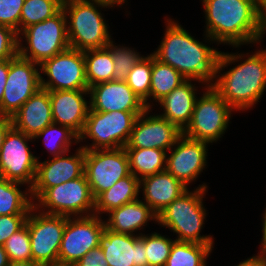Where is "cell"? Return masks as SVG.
Listing matches in <instances>:
<instances>
[{
    "label": "cell",
    "mask_w": 266,
    "mask_h": 266,
    "mask_svg": "<svg viewBox=\"0 0 266 266\" xmlns=\"http://www.w3.org/2000/svg\"><path fill=\"white\" fill-rule=\"evenodd\" d=\"M205 40L235 48L263 40L266 14L255 0H202Z\"/></svg>",
    "instance_id": "6da1fadb"
},
{
    "label": "cell",
    "mask_w": 266,
    "mask_h": 266,
    "mask_svg": "<svg viewBox=\"0 0 266 266\" xmlns=\"http://www.w3.org/2000/svg\"><path fill=\"white\" fill-rule=\"evenodd\" d=\"M165 19L164 38L151 54L161 63L176 69L187 80L213 87L217 81L221 51L196 40L178 22Z\"/></svg>",
    "instance_id": "7a4b0ae2"
},
{
    "label": "cell",
    "mask_w": 266,
    "mask_h": 266,
    "mask_svg": "<svg viewBox=\"0 0 266 266\" xmlns=\"http://www.w3.org/2000/svg\"><path fill=\"white\" fill-rule=\"evenodd\" d=\"M253 53L221 52L219 58L217 81L213 88L235 111L251 109L263 97L266 89V49ZM244 55H247L245 61ZM239 61L240 64L221 73L225 67Z\"/></svg>",
    "instance_id": "3957f363"
},
{
    "label": "cell",
    "mask_w": 266,
    "mask_h": 266,
    "mask_svg": "<svg viewBox=\"0 0 266 266\" xmlns=\"http://www.w3.org/2000/svg\"><path fill=\"white\" fill-rule=\"evenodd\" d=\"M99 7L109 9L111 6L92 0L63 2L70 48L85 52L110 44L112 38L109 27Z\"/></svg>",
    "instance_id": "277c9868"
},
{
    "label": "cell",
    "mask_w": 266,
    "mask_h": 266,
    "mask_svg": "<svg viewBox=\"0 0 266 266\" xmlns=\"http://www.w3.org/2000/svg\"><path fill=\"white\" fill-rule=\"evenodd\" d=\"M207 189L203 183L191 192L187 190L158 215V225L178 234L176 241L213 245V236L200 234L207 214L203 205Z\"/></svg>",
    "instance_id": "5b68a950"
},
{
    "label": "cell",
    "mask_w": 266,
    "mask_h": 266,
    "mask_svg": "<svg viewBox=\"0 0 266 266\" xmlns=\"http://www.w3.org/2000/svg\"><path fill=\"white\" fill-rule=\"evenodd\" d=\"M22 38L27 46L21 43ZM68 48L67 19L63 8L53 17L30 25L18 34V55L38 65Z\"/></svg>",
    "instance_id": "8992f818"
},
{
    "label": "cell",
    "mask_w": 266,
    "mask_h": 266,
    "mask_svg": "<svg viewBox=\"0 0 266 266\" xmlns=\"http://www.w3.org/2000/svg\"><path fill=\"white\" fill-rule=\"evenodd\" d=\"M143 112L94 111L89 108L79 142L92 140L82 145L85 150L117 149L125 147L130 139L136 118Z\"/></svg>",
    "instance_id": "52a82bcc"
},
{
    "label": "cell",
    "mask_w": 266,
    "mask_h": 266,
    "mask_svg": "<svg viewBox=\"0 0 266 266\" xmlns=\"http://www.w3.org/2000/svg\"><path fill=\"white\" fill-rule=\"evenodd\" d=\"M204 87L205 91L197 98L191 120L182 134L210 144L225 134L235 110L213 87Z\"/></svg>",
    "instance_id": "ba28073f"
},
{
    "label": "cell",
    "mask_w": 266,
    "mask_h": 266,
    "mask_svg": "<svg viewBox=\"0 0 266 266\" xmlns=\"http://www.w3.org/2000/svg\"><path fill=\"white\" fill-rule=\"evenodd\" d=\"M36 200L38 202L34 201L33 207L45 214L66 217L94 214L95 199L85 174L77 179L47 188Z\"/></svg>",
    "instance_id": "9c48e42d"
},
{
    "label": "cell",
    "mask_w": 266,
    "mask_h": 266,
    "mask_svg": "<svg viewBox=\"0 0 266 266\" xmlns=\"http://www.w3.org/2000/svg\"><path fill=\"white\" fill-rule=\"evenodd\" d=\"M30 137L13 126L8 130L0 149V177L6 180L27 184L32 187L37 167V156L28 146Z\"/></svg>",
    "instance_id": "30bf717a"
},
{
    "label": "cell",
    "mask_w": 266,
    "mask_h": 266,
    "mask_svg": "<svg viewBox=\"0 0 266 266\" xmlns=\"http://www.w3.org/2000/svg\"><path fill=\"white\" fill-rule=\"evenodd\" d=\"M84 174L96 199L130 174L125 148L85 150Z\"/></svg>",
    "instance_id": "8fae6325"
},
{
    "label": "cell",
    "mask_w": 266,
    "mask_h": 266,
    "mask_svg": "<svg viewBox=\"0 0 266 266\" xmlns=\"http://www.w3.org/2000/svg\"><path fill=\"white\" fill-rule=\"evenodd\" d=\"M40 86L48 91L89 89L84 52L68 48L40 64Z\"/></svg>",
    "instance_id": "7c38bea8"
},
{
    "label": "cell",
    "mask_w": 266,
    "mask_h": 266,
    "mask_svg": "<svg viewBox=\"0 0 266 266\" xmlns=\"http://www.w3.org/2000/svg\"><path fill=\"white\" fill-rule=\"evenodd\" d=\"M66 222V216L45 214L31 208L25 224L34 262L41 264L58 259Z\"/></svg>",
    "instance_id": "4fadbf2b"
},
{
    "label": "cell",
    "mask_w": 266,
    "mask_h": 266,
    "mask_svg": "<svg viewBox=\"0 0 266 266\" xmlns=\"http://www.w3.org/2000/svg\"><path fill=\"white\" fill-rule=\"evenodd\" d=\"M40 65L19 55L9 59V72L0 105V116L10 117L40 86Z\"/></svg>",
    "instance_id": "5bb4252c"
},
{
    "label": "cell",
    "mask_w": 266,
    "mask_h": 266,
    "mask_svg": "<svg viewBox=\"0 0 266 266\" xmlns=\"http://www.w3.org/2000/svg\"><path fill=\"white\" fill-rule=\"evenodd\" d=\"M106 228L101 216L67 217L58 259L78 262L91 249L99 246Z\"/></svg>",
    "instance_id": "9a60e30c"
},
{
    "label": "cell",
    "mask_w": 266,
    "mask_h": 266,
    "mask_svg": "<svg viewBox=\"0 0 266 266\" xmlns=\"http://www.w3.org/2000/svg\"><path fill=\"white\" fill-rule=\"evenodd\" d=\"M208 145L182 134L167 152L165 170L187 187L206 168Z\"/></svg>",
    "instance_id": "2e32d148"
},
{
    "label": "cell",
    "mask_w": 266,
    "mask_h": 266,
    "mask_svg": "<svg viewBox=\"0 0 266 266\" xmlns=\"http://www.w3.org/2000/svg\"><path fill=\"white\" fill-rule=\"evenodd\" d=\"M66 154L43 162L37 160L35 180L30 188L33 202L47 188L77 179L84 174L85 149L79 147L74 155L66 156Z\"/></svg>",
    "instance_id": "e0dca14e"
},
{
    "label": "cell",
    "mask_w": 266,
    "mask_h": 266,
    "mask_svg": "<svg viewBox=\"0 0 266 266\" xmlns=\"http://www.w3.org/2000/svg\"><path fill=\"white\" fill-rule=\"evenodd\" d=\"M147 108L135 120L130 139L124 148H160L168 152L182 131L158 114L149 115Z\"/></svg>",
    "instance_id": "ac0fdd59"
},
{
    "label": "cell",
    "mask_w": 266,
    "mask_h": 266,
    "mask_svg": "<svg viewBox=\"0 0 266 266\" xmlns=\"http://www.w3.org/2000/svg\"><path fill=\"white\" fill-rule=\"evenodd\" d=\"M90 109L112 112H144L147 107L126 81H107L89 87Z\"/></svg>",
    "instance_id": "d6986e66"
},
{
    "label": "cell",
    "mask_w": 266,
    "mask_h": 266,
    "mask_svg": "<svg viewBox=\"0 0 266 266\" xmlns=\"http://www.w3.org/2000/svg\"><path fill=\"white\" fill-rule=\"evenodd\" d=\"M99 247L109 266H148L143 233L140 236L129 235L105 228Z\"/></svg>",
    "instance_id": "ffe728a7"
},
{
    "label": "cell",
    "mask_w": 266,
    "mask_h": 266,
    "mask_svg": "<svg viewBox=\"0 0 266 266\" xmlns=\"http://www.w3.org/2000/svg\"><path fill=\"white\" fill-rule=\"evenodd\" d=\"M86 95L89 89L49 91L53 123L66 126L79 136L90 108Z\"/></svg>",
    "instance_id": "44dd1931"
},
{
    "label": "cell",
    "mask_w": 266,
    "mask_h": 266,
    "mask_svg": "<svg viewBox=\"0 0 266 266\" xmlns=\"http://www.w3.org/2000/svg\"><path fill=\"white\" fill-rule=\"evenodd\" d=\"M12 126L35 137L53 123L49 91L40 88L11 116Z\"/></svg>",
    "instance_id": "7402d4cb"
},
{
    "label": "cell",
    "mask_w": 266,
    "mask_h": 266,
    "mask_svg": "<svg viewBox=\"0 0 266 266\" xmlns=\"http://www.w3.org/2000/svg\"><path fill=\"white\" fill-rule=\"evenodd\" d=\"M188 189L166 170L140 180V191H143L144 197L142 200L157 215Z\"/></svg>",
    "instance_id": "603a6c76"
},
{
    "label": "cell",
    "mask_w": 266,
    "mask_h": 266,
    "mask_svg": "<svg viewBox=\"0 0 266 266\" xmlns=\"http://www.w3.org/2000/svg\"><path fill=\"white\" fill-rule=\"evenodd\" d=\"M106 228L110 231L129 235H138L136 231L147 226L148 221L157 223L158 215L139 198L107 213ZM135 232V233H133Z\"/></svg>",
    "instance_id": "cb8c5ba5"
},
{
    "label": "cell",
    "mask_w": 266,
    "mask_h": 266,
    "mask_svg": "<svg viewBox=\"0 0 266 266\" xmlns=\"http://www.w3.org/2000/svg\"><path fill=\"white\" fill-rule=\"evenodd\" d=\"M192 80H186L163 97L158 104L163 113L159 116L169 120L183 131L189 124L197 100V88Z\"/></svg>",
    "instance_id": "d4e9b609"
},
{
    "label": "cell",
    "mask_w": 266,
    "mask_h": 266,
    "mask_svg": "<svg viewBox=\"0 0 266 266\" xmlns=\"http://www.w3.org/2000/svg\"><path fill=\"white\" fill-rule=\"evenodd\" d=\"M140 193V180L132 173L120 179L95 199L94 214L100 216L112 209L137 200Z\"/></svg>",
    "instance_id": "484cf974"
},
{
    "label": "cell",
    "mask_w": 266,
    "mask_h": 266,
    "mask_svg": "<svg viewBox=\"0 0 266 266\" xmlns=\"http://www.w3.org/2000/svg\"><path fill=\"white\" fill-rule=\"evenodd\" d=\"M129 160V169L141 180L147 176L164 171L167 151L160 148H125Z\"/></svg>",
    "instance_id": "4316f807"
},
{
    "label": "cell",
    "mask_w": 266,
    "mask_h": 266,
    "mask_svg": "<svg viewBox=\"0 0 266 266\" xmlns=\"http://www.w3.org/2000/svg\"><path fill=\"white\" fill-rule=\"evenodd\" d=\"M84 60L88 87L113 80L112 41L106 47L85 51Z\"/></svg>",
    "instance_id": "83f0119b"
},
{
    "label": "cell",
    "mask_w": 266,
    "mask_h": 266,
    "mask_svg": "<svg viewBox=\"0 0 266 266\" xmlns=\"http://www.w3.org/2000/svg\"><path fill=\"white\" fill-rule=\"evenodd\" d=\"M24 185L0 177V215H28L33 207L30 189L20 190Z\"/></svg>",
    "instance_id": "f1b7e54d"
},
{
    "label": "cell",
    "mask_w": 266,
    "mask_h": 266,
    "mask_svg": "<svg viewBox=\"0 0 266 266\" xmlns=\"http://www.w3.org/2000/svg\"><path fill=\"white\" fill-rule=\"evenodd\" d=\"M187 79L170 65L161 63L152 55V75L149 100L158 102Z\"/></svg>",
    "instance_id": "f546056e"
},
{
    "label": "cell",
    "mask_w": 266,
    "mask_h": 266,
    "mask_svg": "<svg viewBox=\"0 0 266 266\" xmlns=\"http://www.w3.org/2000/svg\"><path fill=\"white\" fill-rule=\"evenodd\" d=\"M213 245L174 241L165 266H207Z\"/></svg>",
    "instance_id": "4dcf8cb0"
},
{
    "label": "cell",
    "mask_w": 266,
    "mask_h": 266,
    "mask_svg": "<svg viewBox=\"0 0 266 266\" xmlns=\"http://www.w3.org/2000/svg\"><path fill=\"white\" fill-rule=\"evenodd\" d=\"M44 138L43 143L53 157L69 153L70 146L74 142L79 143V136L66 126L52 123L46 126L33 139Z\"/></svg>",
    "instance_id": "1f68e13d"
},
{
    "label": "cell",
    "mask_w": 266,
    "mask_h": 266,
    "mask_svg": "<svg viewBox=\"0 0 266 266\" xmlns=\"http://www.w3.org/2000/svg\"><path fill=\"white\" fill-rule=\"evenodd\" d=\"M60 0H24L20 17V32L30 25L53 17L62 9Z\"/></svg>",
    "instance_id": "d6a6232c"
},
{
    "label": "cell",
    "mask_w": 266,
    "mask_h": 266,
    "mask_svg": "<svg viewBox=\"0 0 266 266\" xmlns=\"http://www.w3.org/2000/svg\"><path fill=\"white\" fill-rule=\"evenodd\" d=\"M152 75V54L143 56L129 72L126 83L149 109L153 107L149 99ZM152 106V107H151Z\"/></svg>",
    "instance_id": "836d02e7"
},
{
    "label": "cell",
    "mask_w": 266,
    "mask_h": 266,
    "mask_svg": "<svg viewBox=\"0 0 266 266\" xmlns=\"http://www.w3.org/2000/svg\"><path fill=\"white\" fill-rule=\"evenodd\" d=\"M169 237L159 233L144 234L145 256L148 266H165L170 255L173 242Z\"/></svg>",
    "instance_id": "e575fe53"
},
{
    "label": "cell",
    "mask_w": 266,
    "mask_h": 266,
    "mask_svg": "<svg viewBox=\"0 0 266 266\" xmlns=\"http://www.w3.org/2000/svg\"><path fill=\"white\" fill-rule=\"evenodd\" d=\"M4 248L10 263L33 261L30 234L26 224L8 238L4 244Z\"/></svg>",
    "instance_id": "d590c367"
},
{
    "label": "cell",
    "mask_w": 266,
    "mask_h": 266,
    "mask_svg": "<svg viewBox=\"0 0 266 266\" xmlns=\"http://www.w3.org/2000/svg\"><path fill=\"white\" fill-rule=\"evenodd\" d=\"M112 40V57L114 61V81H126L127 76L133 66L143 57L137 50L132 48L115 45Z\"/></svg>",
    "instance_id": "8d00e7d4"
},
{
    "label": "cell",
    "mask_w": 266,
    "mask_h": 266,
    "mask_svg": "<svg viewBox=\"0 0 266 266\" xmlns=\"http://www.w3.org/2000/svg\"><path fill=\"white\" fill-rule=\"evenodd\" d=\"M24 0H0V25L20 33V17Z\"/></svg>",
    "instance_id": "74e56055"
},
{
    "label": "cell",
    "mask_w": 266,
    "mask_h": 266,
    "mask_svg": "<svg viewBox=\"0 0 266 266\" xmlns=\"http://www.w3.org/2000/svg\"><path fill=\"white\" fill-rule=\"evenodd\" d=\"M18 55V34L13 29L0 25V61Z\"/></svg>",
    "instance_id": "f35d334b"
},
{
    "label": "cell",
    "mask_w": 266,
    "mask_h": 266,
    "mask_svg": "<svg viewBox=\"0 0 266 266\" xmlns=\"http://www.w3.org/2000/svg\"><path fill=\"white\" fill-rule=\"evenodd\" d=\"M28 215H0V245L15 232L20 230L26 223Z\"/></svg>",
    "instance_id": "ab89813d"
},
{
    "label": "cell",
    "mask_w": 266,
    "mask_h": 266,
    "mask_svg": "<svg viewBox=\"0 0 266 266\" xmlns=\"http://www.w3.org/2000/svg\"><path fill=\"white\" fill-rule=\"evenodd\" d=\"M75 264L76 266H109L99 246L91 249Z\"/></svg>",
    "instance_id": "60d3db41"
},
{
    "label": "cell",
    "mask_w": 266,
    "mask_h": 266,
    "mask_svg": "<svg viewBox=\"0 0 266 266\" xmlns=\"http://www.w3.org/2000/svg\"><path fill=\"white\" fill-rule=\"evenodd\" d=\"M9 72V59L0 61V105L3 99V92L6 85V79Z\"/></svg>",
    "instance_id": "b9f144b4"
},
{
    "label": "cell",
    "mask_w": 266,
    "mask_h": 266,
    "mask_svg": "<svg viewBox=\"0 0 266 266\" xmlns=\"http://www.w3.org/2000/svg\"><path fill=\"white\" fill-rule=\"evenodd\" d=\"M236 266H266V256L261 254L253 255Z\"/></svg>",
    "instance_id": "7bdbcfd3"
},
{
    "label": "cell",
    "mask_w": 266,
    "mask_h": 266,
    "mask_svg": "<svg viewBox=\"0 0 266 266\" xmlns=\"http://www.w3.org/2000/svg\"><path fill=\"white\" fill-rule=\"evenodd\" d=\"M12 127V121L10 117L0 116V149L4 142V138L8 130Z\"/></svg>",
    "instance_id": "ee69618b"
},
{
    "label": "cell",
    "mask_w": 266,
    "mask_h": 266,
    "mask_svg": "<svg viewBox=\"0 0 266 266\" xmlns=\"http://www.w3.org/2000/svg\"><path fill=\"white\" fill-rule=\"evenodd\" d=\"M264 211L265 212L263 214V220H262L263 224H262V230H261L263 234H262V239H261L262 241H260L261 248L258 254L266 256V208Z\"/></svg>",
    "instance_id": "f6af8a7d"
},
{
    "label": "cell",
    "mask_w": 266,
    "mask_h": 266,
    "mask_svg": "<svg viewBox=\"0 0 266 266\" xmlns=\"http://www.w3.org/2000/svg\"><path fill=\"white\" fill-rule=\"evenodd\" d=\"M39 266H76L74 262H68V261H62L60 259L51 261V262H45L39 264Z\"/></svg>",
    "instance_id": "bcb514c9"
},
{
    "label": "cell",
    "mask_w": 266,
    "mask_h": 266,
    "mask_svg": "<svg viewBox=\"0 0 266 266\" xmlns=\"http://www.w3.org/2000/svg\"><path fill=\"white\" fill-rule=\"evenodd\" d=\"M10 261L5 251L4 245H0V266H9Z\"/></svg>",
    "instance_id": "7dc6e473"
},
{
    "label": "cell",
    "mask_w": 266,
    "mask_h": 266,
    "mask_svg": "<svg viewBox=\"0 0 266 266\" xmlns=\"http://www.w3.org/2000/svg\"><path fill=\"white\" fill-rule=\"evenodd\" d=\"M92 1L107 4V5L111 6V8L114 7L115 5L120 6V5L124 4L125 2H127L126 0H92Z\"/></svg>",
    "instance_id": "c3c4849f"
},
{
    "label": "cell",
    "mask_w": 266,
    "mask_h": 266,
    "mask_svg": "<svg viewBox=\"0 0 266 266\" xmlns=\"http://www.w3.org/2000/svg\"><path fill=\"white\" fill-rule=\"evenodd\" d=\"M9 266H39V264L34 261H20L12 262Z\"/></svg>",
    "instance_id": "681fc988"
},
{
    "label": "cell",
    "mask_w": 266,
    "mask_h": 266,
    "mask_svg": "<svg viewBox=\"0 0 266 266\" xmlns=\"http://www.w3.org/2000/svg\"><path fill=\"white\" fill-rule=\"evenodd\" d=\"M258 7L266 14V0H255Z\"/></svg>",
    "instance_id": "f907efd6"
},
{
    "label": "cell",
    "mask_w": 266,
    "mask_h": 266,
    "mask_svg": "<svg viewBox=\"0 0 266 266\" xmlns=\"http://www.w3.org/2000/svg\"><path fill=\"white\" fill-rule=\"evenodd\" d=\"M264 32H266V20H265V27H264Z\"/></svg>",
    "instance_id": "816d5d0a"
}]
</instances>
